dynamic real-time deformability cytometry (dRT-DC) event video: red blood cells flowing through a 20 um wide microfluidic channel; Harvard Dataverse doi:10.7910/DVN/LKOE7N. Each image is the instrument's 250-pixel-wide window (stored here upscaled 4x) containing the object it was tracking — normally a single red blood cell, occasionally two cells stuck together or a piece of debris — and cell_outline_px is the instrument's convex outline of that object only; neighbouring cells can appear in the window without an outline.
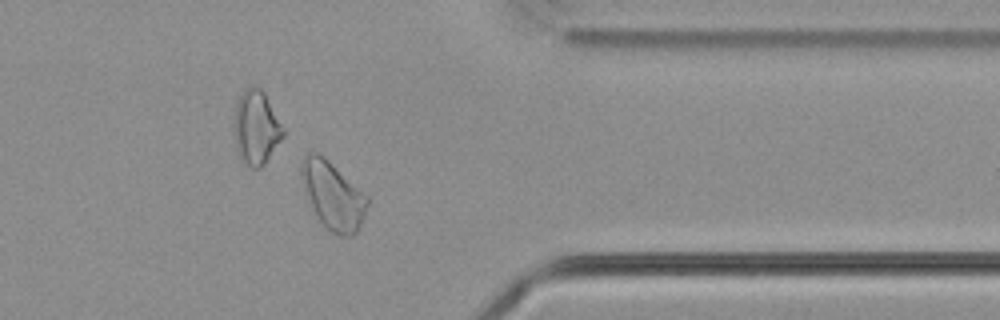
{"species": "common noctule bat (a hibernating species)", "species_latin": "Nyctalus noctula", "temperature_condition": "cold", "stored_images_in_passage": 40, "camera_frame_rate_fps": 3000, "um_per_image_px": 0.085, "animal": {"sex": "male", "body_mass_g": 21.5, "forearm_length_mm": 52.0}, "frame": {"image": 1, "passage_image": 29, "time_ms": 9.333, "image_size_px": [1000, 320], "cell_outline_px": [[368, 204], [364, 216], [356, 232], [352, 236], [340, 236], [324, 228], [316, 216], [312, 208], [300, 176], [300, 164], [304, 156], [308, 152], [316, 152], [324, 156], [368, 196]], "centroid_in_image_um": [28.28, 16.61], "position_along_channel_um": 383.1, "area_um2": 25.95}, "authors_computed_cell_mechanics": {"area_um2": 23.409, "velocity_mm_per_s": 3.6237, "shape_relaxation_time_tau1_ms": null, "shape_relaxation_time_tau2_ms": 1.6819, "deformation_change_tau1": null, "deformation_change_tau2": 0.0767}}